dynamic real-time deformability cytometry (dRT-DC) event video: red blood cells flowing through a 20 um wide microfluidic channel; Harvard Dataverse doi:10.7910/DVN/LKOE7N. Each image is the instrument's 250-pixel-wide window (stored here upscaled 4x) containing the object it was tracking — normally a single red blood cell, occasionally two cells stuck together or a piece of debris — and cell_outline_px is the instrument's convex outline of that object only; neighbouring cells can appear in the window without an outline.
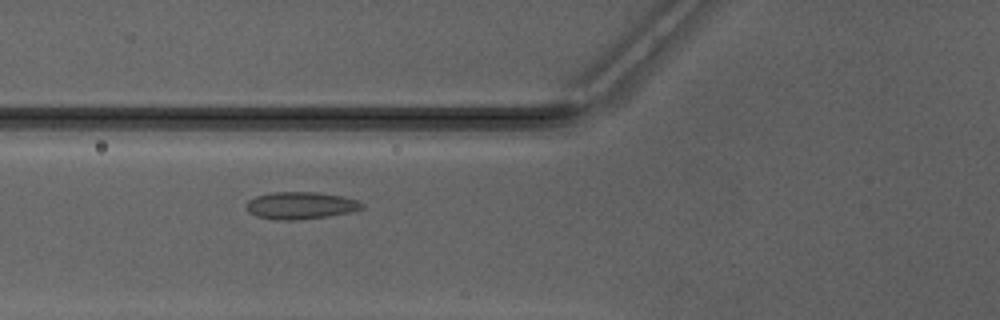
{"species": "Egyptian fruit bat (a non-hibernating species)", "species_latin": "Rousettus aegyptiacus", "temperature_condition": "warm", "stored_images_in_passage": 32, "camera_frame_rate_fps": 3000, "um_per_image_px": 0.085, "animal": {"sex": "male"}, "frame": {"image": 1, "passage_image": 4, "time_ms": 1.0, "image_size_px": [1000, 320], "cell_outline_px": [[364, 208], [352, 212], [328, 216], [296, 220], [276, 220], [256, 216], [248, 212], [244, 204], [248, 200], [256, 196], [272, 192], [316, 192], [340, 196], [360, 200], [364, 204]], "centroid_in_image_um": [25.55, 17.47], "position_along_channel_um": 100.3, "area_um2": 18.55}}
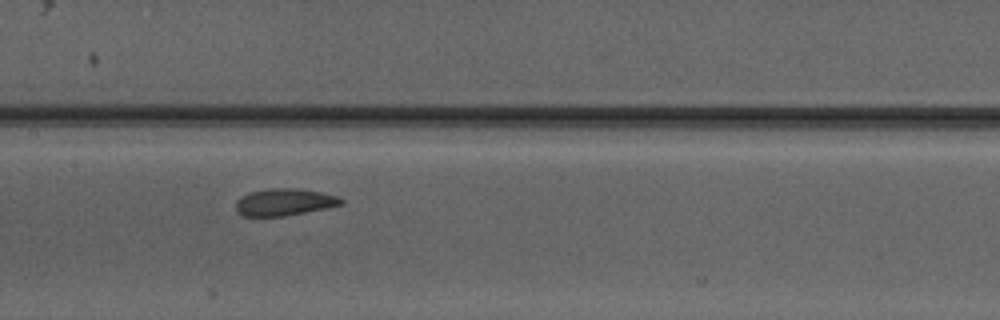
{"frame": {"image": 2, "passage_image": 10, "time_ms": 3.0, "image_size_px": [1000, 320], "cell_outline_px": [[344, 204], [328, 208], [284, 216], [244, 216], [236, 212], [236, 200], [240, 196], [248, 192], [272, 188], [296, 188], [320, 192], [336, 196], [344, 200]], "centroid_in_image_um": [24.15, 17.18], "position_along_channel_um": 183.2, "area_um2": 16.7}}
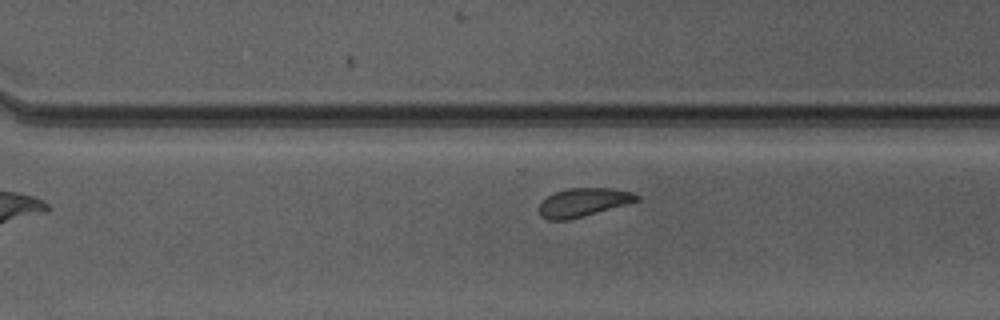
{"frame": {"image": 3, "passage_image": 20, "time_ms": 6.333, "image_size_px": [1000, 320], "cell_outline_px": [[640, 200], [628, 204], [568, 220], [548, 220], [540, 216], [540, 204], [548, 196], [556, 192], [568, 188], [612, 188], [632, 192], [640, 196]], "centroid_in_image_um": [49.61, 17.2], "position_along_channel_um": 321.0, "area_um2": 16.13}, "authors_computed_cell_mechanics": {"area_um2": 16.6753, "velocity_mm_per_s": 4.1503, "shape_relaxation_time_tau1_ms": null, "shape_relaxation_time_tau2_ms": 2.27, "deformation_change_tau1": null, "deformation_change_tau2": 0.0645}}